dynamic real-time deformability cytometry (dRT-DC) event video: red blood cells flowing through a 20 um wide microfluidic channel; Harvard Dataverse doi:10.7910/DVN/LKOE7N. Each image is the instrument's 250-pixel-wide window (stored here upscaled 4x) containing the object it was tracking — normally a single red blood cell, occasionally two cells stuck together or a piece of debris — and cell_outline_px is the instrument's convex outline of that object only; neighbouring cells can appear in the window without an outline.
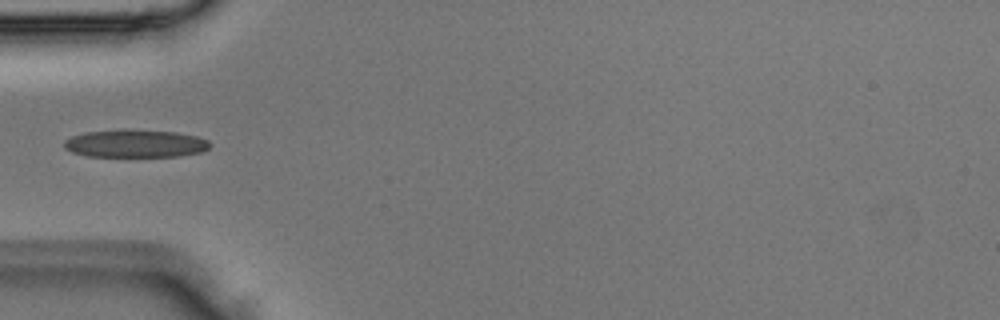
{"species": "Egyptian fruit bat (a non-hibernating species)", "species_latin": "Rousettus aegyptiacus", "temperature_condition": "room temperature", "stored_images_in_passage": 4, "camera_frame_rate_fps": 3000, "um_per_image_px": 0.085, "animal": {"sex": "male"}, "frame": {"image": 1, "passage_image": 4, "time_ms": 1.0, "image_size_px": [1000, 320], "cell_outline_px": [[212, 144], [208, 148], [200, 152], [180, 156], [88, 156], [72, 152], [64, 148], [64, 140], [72, 136], [84, 132], [124, 128], [176, 132], [196, 136], [208, 140]], "centroid_in_image_um": [11.48, 12.18], "position_along_channel_um": 73.5, "area_um2": 23.87}}